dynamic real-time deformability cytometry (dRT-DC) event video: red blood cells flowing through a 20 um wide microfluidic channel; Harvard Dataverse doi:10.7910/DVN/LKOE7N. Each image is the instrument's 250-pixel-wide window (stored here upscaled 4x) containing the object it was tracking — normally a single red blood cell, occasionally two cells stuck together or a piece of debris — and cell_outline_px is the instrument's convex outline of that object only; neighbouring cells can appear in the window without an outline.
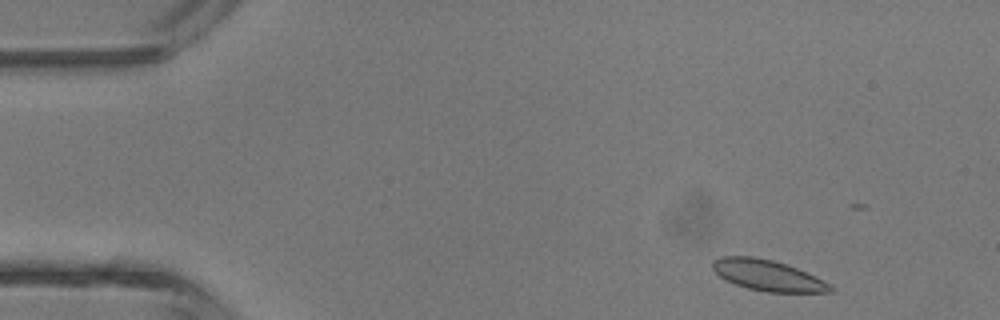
{"species": "common noctule bat (a hibernating species)", "species_latin": "Nyctalus noctula", "temperature_condition": "room temperature", "stored_images_in_passage": 3, "camera_frame_rate_fps": 3000, "um_per_image_px": 0.085, "animal": {"sex": "male", "body_mass_g": 13.3}, "frame": {"image": 1, "passage_image": 1, "time_ms": 0.0, "image_size_px": [1000, 320], "cell_outline_px": [[836, 292], [768, 292], [748, 288], [736, 284], [720, 276], [712, 268], [712, 260], [720, 256], [752, 256], [772, 260], [796, 268], [832, 284], [836, 288]], "centroid_in_image_um": [65.29, 23.41], "position_along_channel_um": 19.7, "area_um2": 21.04}}